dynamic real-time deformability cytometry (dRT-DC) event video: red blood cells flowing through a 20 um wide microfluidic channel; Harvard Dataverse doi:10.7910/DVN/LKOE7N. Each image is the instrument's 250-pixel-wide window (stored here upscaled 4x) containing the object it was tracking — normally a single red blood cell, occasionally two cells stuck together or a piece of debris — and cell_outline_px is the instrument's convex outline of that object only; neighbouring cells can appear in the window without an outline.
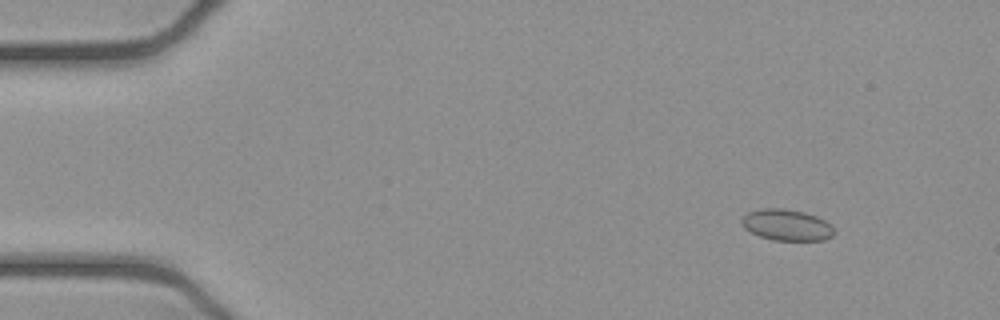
{"species": "common noctule bat (a hibernating species)", "species_latin": "Nyctalus noctula", "temperature_condition": "cold", "stored_images_in_passage": 49, "camera_frame_rate_fps": 3000, "um_per_image_px": 0.085, "animal": {"sex": "female", "body_mass_g": 21.9}, "frame": {"image": 1, "passage_image": 2, "time_ms": 0.333, "image_size_px": [1000, 320], "cell_outline_px": [[836, 232], [832, 236], [824, 240], [772, 240], [760, 236], [744, 228], [740, 224], [740, 220], [748, 212], [764, 208], [784, 208], [804, 212], [816, 216], [832, 224]], "centroid_in_image_um": [66.88, 19.12], "position_along_channel_um": 18.1, "area_um2": 16.94}}
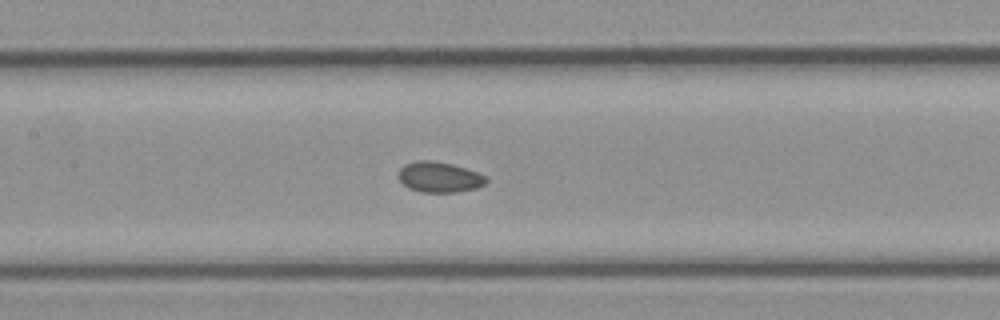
{"frame": {"image": 2, "passage_image": 21, "time_ms": 6.667, "image_size_px": [1000, 320], "cell_outline_px": [[488, 180], [484, 184], [476, 188], [456, 192], [420, 192], [408, 188], [396, 176], [400, 168], [404, 164], [416, 160], [432, 160], [452, 164], [476, 172], [484, 176]], "centroid_in_image_um": [37.28, 15.05], "position_along_channel_um": 170.1, "area_um2": 15.61}}
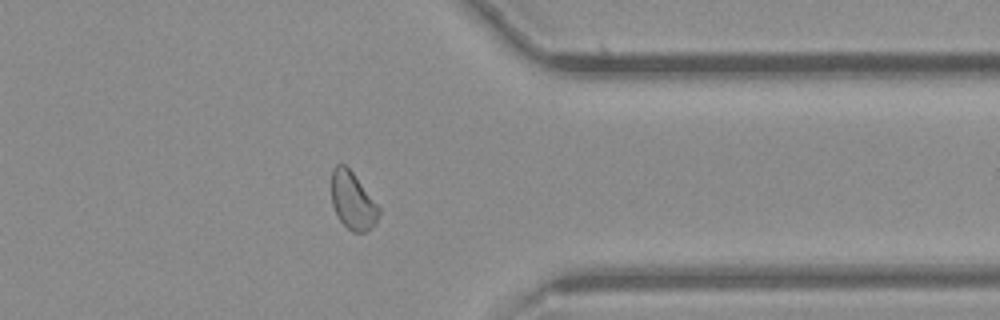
{"frame": {"image": 3, "passage_image": 38, "time_ms": 12.333, "image_size_px": [1000, 320], "cell_outline_px": [[380, 212], [376, 224], [364, 232], [352, 232], [336, 216], [332, 204], [332, 168], [336, 164], [344, 164], [352, 172], [380, 208]], "centroid_in_image_um": [29.97, 17.08], "position_along_channel_um": 381.4, "area_um2": 15.72}, "authors_computed_cell_mechanics": {"area_um2": 15.8372, "velocity_mm_per_s": 3.8999, "shape_relaxation_time_tau1_ms": null, "shape_relaxation_time_tau2_ms": 8.7977, "deformation_change_tau1": null, "deformation_change_tau2": 0.0836}}